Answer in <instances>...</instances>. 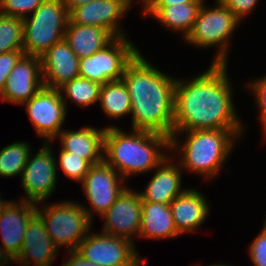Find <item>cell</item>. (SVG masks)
Returning <instances> with one entry per match:
<instances>
[{"instance_id":"f1b7e54d","label":"cell","mask_w":266,"mask_h":266,"mask_svg":"<svg viewBox=\"0 0 266 266\" xmlns=\"http://www.w3.org/2000/svg\"><path fill=\"white\" fill-rule=\"evenodd\" d=\"M58 159H55L56 166H60V170L64 172V175H66L67 178L80 183L92 166L88 160L83 159L80 156L72 155V153L62 149H60Z\"/></svg>"},{"instance_id":"3957f363","label":"cell","mask_w":266,"mask_h":266,"mask_svg":"<svg viewBox=\"0 0 266 266\" xmlns=\"http://www.w3.org/2000/svg\"><path fill=\"white\" fill-rule=\"evenodd\" d=\"M166 150H170V138L162 134L135 129L129 133L118 126H106L103 160L124 180L154 170L169 156Z\"/></svg>"},{"instance_id":"e0dca14e","label":"cell","mask_w":266,"mask_h":266,"mask_svg":"<svg viewBox=\"0 0 266 266\" xmlns=\"http://www.w3.org/2000/svg\"><path fill=\"white\" fill-rule=\"evenodd\" d=\"M59 252L46 231L42 218L36 213L25 230L21 251L12 262L21 266H52Z\"/></svg>"},{"instance_id":"9c48e42d","label":"cell","mask_w":266,"mask_h":266,"mask_svg":"<svg viewBox=\"0 0 266 266\" xmlns=\"http://www.w3.org/2000/svg\"><path fill=\"white\" fill-rule=\"evenodd\" d=\"M52 142H44L35 155L30 153L20 177L27 197L24 195L21 200L44 205L43 203H46L56 190L58 168L55 161L57 157L53 155L54 151L51 147Z\"/></svg>"},{"instance_id":"44dd1931","label":"cell","mask_w":266,"mask_h":266,"mask_svg":"<svg viewBox=\"0 0 266 266\" xmlns=\"http://www.w3.org/2000/svg\"><path fill=\"white\" fill-rule=\"evenodd\" d=\"M106 127L98 129L84 126L79 130H65L56 136L61 142V149L88 160L92 165L103 161L104 134Z\"/></svg>"},{"instance_id":"b9f144b4","label":"cell","mask_w":266,"mask_h":266,"mask_svg":"<svg viewBox=\"0 0 266 266\" xmlns=\"http://www.w3.org/2000/svg\"><path fill=\"white\" fill-rule=\"evenodd\" d=\"M146 260L144 259L138 266H145Z\"/></svg>"},{"instance_id":"4316f807","label":"cell","mask_w":266,"mask_h":266,"mask_svg":"<svg viewBox=\"0 0 266 266\" xmlns=\"http://www.w3.org/2000/svg\"><path fill=\"white\" fill-rule=\"evenodd\" d=\"M28 142L18 141L6 145L0 150V177L21 176L32 152Z\"/></svg>"},{"instance_id":"5b68a950","label":"cell","mask_w":266,"mask_h":266,"mask_svg":"<svg viewBox=\"0 0 266 266\" xmlns=\"http://www.w3.org/2000/svg\"><path fill=\"white\" fill-rule=\"evenodd\" d=\"M215 2L213 7L203 2L184 41L197 48L217 47L212 63L228 64L229 41L231 42V36L237 30L240 20L220 0Z\"/></svg>"},{"instance_id":"603a6c76","label":"cell","mask_w":266,"mask_h":266,"mask_svg":"<svg viewBox=\"0 0 266 266\" xmlns=\"http://www.w3.org/2000/svg\"><path fill=\"white\" fill-rule=\"evenodd\" d=\"M141 206L142 217L139 238L162 240V238L173 239L180 236L174 225L169 204L142 202Z\"/></svg>"},{"instance_id":"8992f818","label":"cell","mask_w":266,"mask_h":266,"mask_svg":"<svg viewBox=\"0 0 266 266\" xmlns=\"http://www.w3.org/2000/svg\"><path fill=\"white\" fill-rule=\"evenodd\" d=\"M30 16L23 19V52L40 57L64 39L69 12L61 0H44Z\"/></svg>"},{"instance_id":"cb8c5ba5","label":"cell","mask_w":266,"mask_h":266,"mask_svg":"<svg viewBox=\"0 0 266 266\" xmlns=\"http://www.w3.org/2000/svg\"><path fill=\"white\" fill-rule=\"evenodd\" d=\"M203 3H185L171 6H142L145 17L157 20L167 30L181 32L183 39L191 31Z\"/></svg>"},{"instance_id":"d6a6232c","label":"cell","mask_w":266,"mask_h":266,"mask_svg":"<svg viewBox=\"0 0 266 266\" xmlns=\"http://www.w3.org/2000/svg\"><path fill=\"white\" fill-rule=\"evenodd\" d=\"M248 252L254 266H266V232L263 229L251 242Z\"/></svg>"},{"instance_id":"52a82bcc","label":"cell","mask_w":266,"mask_h":266,"mask_svg":"<svg viewBox=\"0 0 266 266\" xmlns=\"http://www.w3.org/2000/svg\"><path fill=\"white\" fill-rule=\"evenodd\" d=\"M60 201L38 206L37 214L42 218L46 231L58 248L76 250L79 243L91 231L92 220L76 201ZM42 208V209H41Z\"/></svg>"},{"instance_id":"4fadbf2b","label":"cell","mask_w":266,"mask_h":266,"mask_svg":"<svg viewBox=\"0 0 266 266\" xmlns=\"http://www.w3.org/2000/svg\"><path fill=\"white\" fill-rule=\"evenodd\" d=\"M141 203L139 192L126 187L116 202L101 216L104 219L102 232L134 243L133 239L138 236L141 226Z\"/></svg>"},{"instance_id":"ab89813d","label":"cell","mask_w":266,"mask_h":266,"mask_svg":"<svg viewBox=\"0 0 266 266\" xmlns=\"http://www.w3.org/2000/svg\"><path fill=\"white\" fill-rule=\"evenodd\" d=\"M209 266H230V265H228V264H222V263H217V264H211V265H209Z\"/></svg>"},{"instance_id":"8fae6325","label":"cell","mask_w":266,"mask_h":266,"mask_svg":"<svg viewBox=\"0 0 266 266\" xmlns=\"http://www.w3.org/2000/svg\"><path fill=\"white\" fill-rule=\"evenodd\" d=\"M124 182L126 183L123 177L104 160L91 166L80 184L89 201L88 204L91 205H84L83 209L92 221L94 212L102 216L116 202L126 188Z\"/></svg>"},{"instance_id":"ac0fdd59","label":"cell","mask_w":266,"mask_h":266,"mask_svg":"<svg viewBox=\"0 0 266 266\" xmlns=\"http://www.w3.org/2000/svg\"><path fill=\"white\" fill-rule=\"evenodd\" d=\"M43 84L59 89L79 76V58L65 39L55 43L41 56Z\"/></svg>"},{"instance_id":"7c38bea8","label":"cell","mask_w":266,"mask_h":266,"mask_svg":"<svg viewBox=\"0 0 266 266\" xmlns=\"http://www.w3.org/2000/svg\"><path fill=\"white\" fill-rule=\"evenodd\" d=\"M34 130L43 142L54 141L63 129L67 108L59 89L43 86L35 96L23 103Z\"/></svg>"},{"instance_id":"d590c367","label":"cell","mask_w":266,"mask_h":266,"mask_svg":"<svg viewBox=\"0 0 266 266\" xmlns=\"http://www.w3.org/2000/svg\"><path fill=\"white\" fill-rule=\"evenodd\" d=\"M141 6H171L185 3H203L206 0H138Z\"/></svg>"},{"instance_id":"1f68e13d","label":"cell","mask_w":266,"mask_h":266,"mask_svg":"<svg viewBox=\"0 0 266 266\" xmlns=\"http://www.w3.org/2000/svg\"><path fill=\"white\" fill-rule=\"evenodd\" d=\"M23 55L24 52L22 50H14L0 54V94L4 89L7 77Z\"/></svg>"},{"instance_id":"836d02e7","label":"cell","mask_w":266,"mask_h":266,"mask_svg":"<svg viewBox=\"0 0 266 266\" xmlns=\"http://www.w3.org/2000/svg\"><path fill=\"white\" fill-rule=\"evenodd\" d=\"M240 21L257 6L259 0H220Z\"/></svg>"},{"instance_id":"2e32d148","label":"cell","mask_w":266,"mask_h":266,"mask_svg":"<svg viewBox=\"0 0 266 266\" xmlns=\"http://www.w3.org/2000/svg\"><path fill=\"white\" fill-rule=\"evenodd\" d=\"M36 213L37 204L24 200H9L3 206L0 213L1 246L10 258H16L21 251L25 230Z\"/></svg>"},{"instance_id":"f35d334b","label":"cell","mask_w":266,"mask_h":266,"mask_svg":"<svg viewBox=\"0 0 266 266\" xmlns=\"http://www.w3.org/2000/svg\"><path fill=\"white\" fill-rule=\"evenodd\" d=\"M2 198L3 197L0 194V213H1V210L3 209V206L8 202V200H4Z\"/></svg>"},{"instance_id":"5bb4252c","label":"cell","mask_w":266,"mask_h":266,"mask_svg":"<svg viewBox=\"0 0 266 266\" xmlns=\"http://www.w3.org/2000/svg\"><path fill=\"white\" fill-rule=\"evenodd\" d=\"M132 2L134 0H92L75 7L69 13V20L74 24L106 28L115 37L127 36L120 22Z\"/></svg>"},{"instance_id":"e575fe53","label":"cell","mask_w":266,"mask_h":266,"mask_svg":"<svg viewBox=\"0 0 266 266\" xmlns=\"http://www.w3.org/2000/svg\"><path fill=\"white\" fill-rule=\"evenodd\" d=\"M67 257L64 259L62 266H101L91 261L86 260L80 253L76 250L67 251Z\"/></svg>"},{"instance_id":"9a60e30c","label":"cell","mask_w":266,"mask_h":266,"mask_svg":"<svg viewBox=\"0 0 266 266\" xmlns=\"http://www.w3.org/2000/svg\"><path fill=\"white\" fill-rule=\"evenodd\" d=\"M44 86L41 58L23 55L7 77L1 100L15 105L30 100Z\"/></svg>"},{"instance_id":"484cf974","label":"cell","mask_w":266,"mask_h":266,"mask_svg":"<svg viewBox=\"0 0 266 266\" xmlns=\"http://www.w3.org/2000/svg\"><path fill=\"white\" fill-rule=\"evenodd\" d=\"M101 86L99 82L78 76L65 83L59 90L66 108L68 107L66 99L79 105L80 108H86L99 102Z\"/></svg>"},{"instance_id":"d4e9b609","label":"cell","mask_w":266,"mask_h":266,"mask_svg":"<svg viewBox=\"0 0 266 266\" xmlns=\"http://www.w3.org/2000/svg\"><path fill=\"white\" fill-rule=\"evenodd\" d=\"M99 104L109 119L118 120L124 116H131V99L122 79L102 84Z\"/></svg>"},{"instance_id":"60d3db41","label":"cell","mask_w":266,"mask_h":266,"mask_svg":"<svg viewBox=\"0 0 266 266\" xmlns=\"http://www.w3.org/2000/svg\"><path fill=\"white\" fill-rule=\"evenodd\" d=\"M265 217H266V215H265ZM265 221H264V224H263V230L266 232V218L264 219Z\"/></svg>"},{"instance_id":"7a4b0ae2","label":"cell","mask_w":266,"mask_h":266,"mask_svg":"<svg viewBox=\"0 0 266 266\" xmlns=\"http://www.w3.org/2000/svg\"><path fill=\"white\" fill-rule=\"evenodd\" d=\"M165 74L139 52L123 74L131 99L132 129L173 135L176 77Z\"/></svg>"},{"instance_id":"ffe728a7","label":"cell","mask_w":266,"mask_h":266,"mask_svg":"<svg viewBox=\"0 0 266 266\" xmlns=\"http://www.w3.org/2000/svg\"><path fill=\"white\" fill-rule=\"evenodd\" d=\"M201 191L186 188L170 204L174 225L181 234L194 233L205 222L210 205Z\"/></svg>"},{"instance_id":"d6986e66","label":"cell","mask_w":266,"mask_h":266,"mask_svg":"<svg viewBox=\"0 0 266 266\" xmlns=\"http://www.w3.org/2000/svg\"><path fill=\"white\" fill-rule=\"evenodd\" d=\"M171 154L165 158L153 171L145 190L139 191L142 202L170 204L186 189L182 187V171H184Z\"/></svg>"},{"instance_id":"74e56055","label":"cell","mask_w":266,"mask_h":266,"mask_svg":"<svg viewBox=\"0 0 266 266\" xmlns=\"http://www.w3.org/2000/svg\"><path fill=\"white\" fill-rule=\"evenodd\" d=\"M12 258L4 251L3 247L0 245V266H9L11 264Z\"/></svg>"},{"instance_id":"ba28073f","label":"cell","mask_w":266,"mask_h":266,"mask_svg":"<svg viewBox=\"0 0 266 266\" xmlns=\"http://www.w3.org/2000/svg\"><path fill=\"white\" fill-rule=\"evenodd\" d=\"M127 36L116 37L102 50L79 60V76L105 84L121 80L126 67L140 52Z\"/></svg>"},{"instance_id":"277c9868","label":"cell","mask_w":266,"mask_h":266,"mask_svg":"<svg viewBox=\"0 0 266 266\" xmlns=\"http://www.w3.org/2000/svg\"><path fill=\"white\" fill-rule=\"evenodd\" d=\"M182 134L186 135L181 139ZM179 138L184 139L182 143ZM238 139L240 138L231 130L174 131L170 137L169 152L179 153L181 160L178 159L177 162L185 171L196 172L207 180H213L221 172L226 159H229Z\"/></svg>"},{"instance_id":"4dcf8cb0","label":"cell","mask_w":266,"mask_h":266,"mask_svg":"<svg viewBox=\"0 0 266 266\" xmlns=\"http://www.w3.org/2000/svg\"><path fill=\"white\" fill-rule=\"evenodd\" d=\"M246 87L250 89L251 93L254 94L255 104L259 109V120L266 141V75L256 78L254 81L247 82Z\"/></svg>"},{"instance_id":"83f0119b","label":"cell","mask_w":266,"mask_h":266,"mask_svg":"<svg viewBox=\"0 0 266 266\" xmlns=\"http://www.w3.org/2000/svg\"><path fill=\"white\" fill-rule=\"evenodd\" d=\"M23 51V19L0 14V54Z\"/></svg>"},{"instance_id":"6da1fadb","label":"cell","mask_w":266,"mask_h":266,"mask_svg":"<svg viewBox=\"0 0 266 266\" xmlns=\"http://www.w3.org/2000/svg\"><path fill=\"white\" fill-rule=\"evenodd\" d=\"M227 66L211 63L192 79H176L173 132L217 129L243 137L246 128L235 110Z\"/></svg>"},{"instance_id":"8d00e7d4","label":"cell","mask_w":266,"mask_h":266,"mask_svg":"<svg viewBox=\"0 0 266 266\" xmlns=\"http://www.w3.org/2000/svg\"><path fill=\"white\" fill-rule=\"evenodd\" d=\"M67 11L70 13L75 7L86 4L92 0H61Z\"/></svg>"},{"instance_id":"7402d4cb","label":"cell","mask_w":266,"mask_h":266,"mask_svg":"<svg viewBox=\"0 0 266 266\" xmlns=\"http://www.w3.org/2000/svg\"><path fill=\"white\" fill-rule=\"evenodd\" d=\"M116 37L106 28L67 22L64 39L79 59L102 50Z\"/></svg>"},{"instance_id":"f546056e","label":"cell","mask_w":266,"mask_h":266,"mask_svg":"<svg viewBox=\"0 0 266 266\" xmlns=\"http://www.w3.org/2000/svg\"><path fill=\"white\" fill-rule=\"evenodd\" d=\"M44 0H0V14L25 19L32 14Z\"/></svg>"},{"instance_id":"30bf717a","label":"cell","mask_w":266,"mask_h":266,"mask_svg":"<svg viewBox=\"0 0 266 266\" xmlns=\"http://www.w3.org/2000/svg\"><path fill=\"white\" fill-rule=\"evenodd\" d=\"M136 250L129 240L91 231L76 249L86 260L101 266H138L143 260Z\"/></svg>"}]
</instances>
